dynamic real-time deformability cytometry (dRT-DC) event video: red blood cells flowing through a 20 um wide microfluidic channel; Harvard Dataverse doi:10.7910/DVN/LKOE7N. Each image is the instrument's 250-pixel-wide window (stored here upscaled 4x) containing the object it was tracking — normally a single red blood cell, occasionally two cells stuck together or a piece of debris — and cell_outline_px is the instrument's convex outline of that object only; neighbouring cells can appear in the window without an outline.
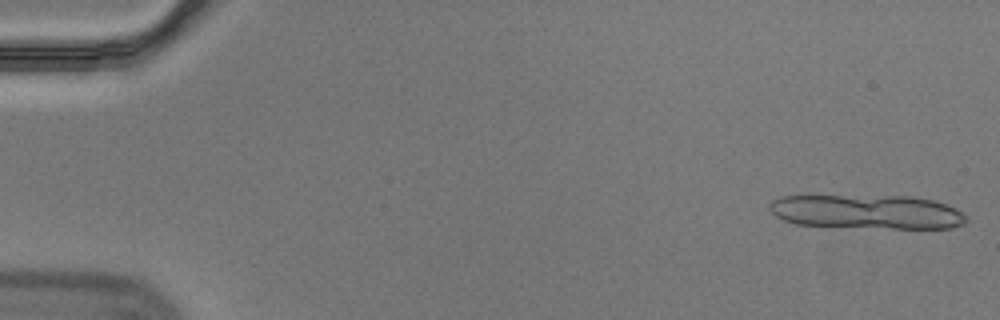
{"species": "Egyptian fruit bat (a non-hibernating species)", "species_latin": "Rousettus aegyptiacus", "temperature_condition": "cold", "stored_images_in_passage": 11, "camera_frame_rate_fps": 3000, "um_per_image_px": 0.085, "animal": {"sex": "male"}, "frame": {"image": 1, "passage_image": 1, "time_ms": 0.0, "image_size_px": [1000, 320], "cell_outline_px": [[968, 220], [964, 224], [952, 228], [892, 228], [796, 224], [784, 220], [776, 216], [768, 208], [768, 204], [772, 200], [784, 196], [908, 196], [932, 200], [956, 208], [968, 216]], "centroid_in_image_um": [73.73, 18.0], "position_along_channel_um": 11.3, "area_um2": 39.02}}